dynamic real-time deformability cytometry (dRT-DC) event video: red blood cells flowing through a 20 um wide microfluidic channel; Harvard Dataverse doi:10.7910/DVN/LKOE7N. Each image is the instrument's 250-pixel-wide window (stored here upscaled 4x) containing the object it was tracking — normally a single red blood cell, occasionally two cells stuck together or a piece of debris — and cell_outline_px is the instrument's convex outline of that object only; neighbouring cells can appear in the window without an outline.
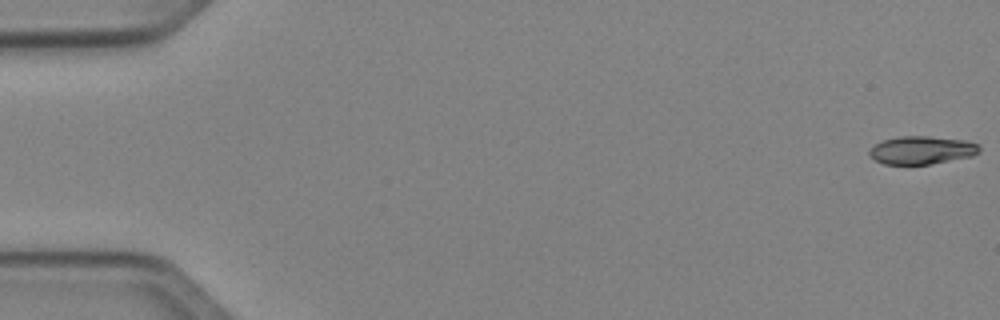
{"species": "Egyptian fruit bat (a non-hibernating species)", "species_latin": "Rousettus aegyptiacus", "temperature_condition": "cold", "stored_images_in_passage": 51, "camera_frame_rate_fps": 3000, "um_per_image_px": 0.085, "animal": {"sex": "female"}, "frame": {"image": 1, "passage_image": 1, "time_ms": 0.0, "image_size_px": [1000, 320], "cell_outline_px": [[980, 152], [972, 156], [932, 164], [884, 164], [876, 160], [868, 152], [880, 140], [900, 136], [928, 136], [964, 140], [980, 144]], "centroid_in_image_um": [78.38, 12.75], "position_along_channel_um": 6.6, "area_um2": 17.98}}
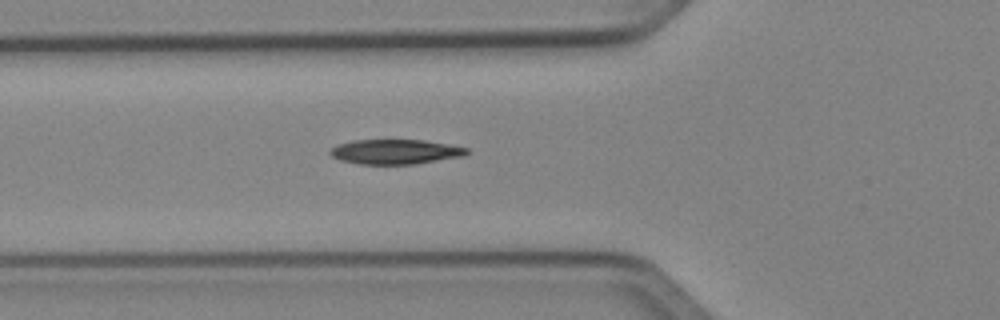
{"frame": {"image": 2, "passage_image": 19, "time_ms": 6.0, "image_size_px": [1000, 320], "cell_outline_px": [[468, 152], [460, 156], [412, 164], [360, 164], [340, 160], [332, 156], [328, 152], [336, 144], [352, 140], [424, 140], [468, 148]], "centroid_in_image_um": [33.51, 12.89], "position_along_channel_um": 92.3, "area_um2": 19.42}}
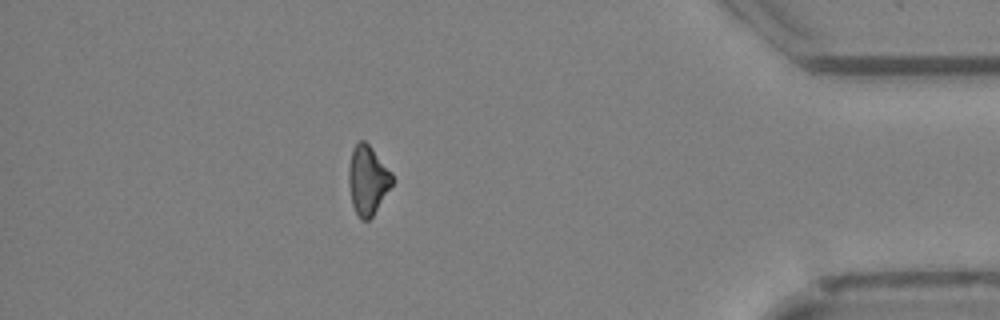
{"frame": {"image": 3, "passage_image": 45, "time_ms": 14.667, "image_size_px": [1000, 320], "cell_outline_px": [[396, 180], [372, 216], [368, 220], [364, 220], [356, 212], [352, 204], [348, 184], [348, 168], [352, 148], [360, 140], [364, 140], [372, 148], [392, 172]], "centroid_in_image_um": [31.27, 15.28], "position_along_channel_um": 403.9, "area_um2": 17.63}, "authors_computed_cell_mechanics": {"area_um2": 19.074, "velocity_mm_per_s": 4.0843, "shape_relaxation_time_tau1_ms": 6.1052, "shape_relaxation_time_tau2_ms": null, "deformation_change_tau1": 0.1364, "deformation_change_tau2": null}}